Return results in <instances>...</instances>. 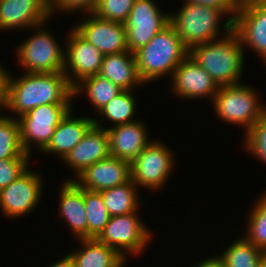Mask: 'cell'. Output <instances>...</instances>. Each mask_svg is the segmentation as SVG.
<instances>
[{"instance_id":"obj_2","label":"cell","mask_w":266,"mask_h":267,"mask_svg":"<svg viewBox=\"0 0 266 267\" xmlns=\"http://www.w3.org/2000/svg\"><path fill=\"white\" fill-rule=\"evenodd\" d=\"M224 23L222 28L225 34L221 35L224 37L189 49V55L209 73L218 86L240 83L245 58L244 47L233 31V20L228 17Z\"/></svg>"},{"instance_id":"obj_6","label":"cell","mask_w":266,"mask_h":267,"mask_svg":"<svg viewBox=\"0 0 266 267\" xmlns=\"http://www.w3.org/2000/svg\"><path fill=\"white\" fill-rule=\"evenodd\" d=\"M44 24L35 26L36 34L24 40L17 50L19 65L27 73H56L63 72L65 65V51L56 42L51 33L47 32Z\"/></svg>"},{"instance_id":"obj_25","label":"cell","mask_w":266,"mask_h":267,"mask_svg":"<svg viewBox=\"0 0 266 267\" xmlns=\"http://www.w3.org/2000/svg\"><path fill=\"white\" fill-rule=\"evenodd\" d=\"M84 91L87 97L95 107V111L99 112L114 97L123 91L118 85L112 83L109 79H105L100 75H93L84 78L73 87V96H79Z\"/></svg>"},{"instance_id":"obj_38","label":"cell","mask_w":266,"mask_h":267,"mask_svg":"<svg viewBox=\"0 0 266 267\" xmlns=\"http://www.w3.org/2000/svg\"><path fill=\"white\" fill-rule=\"evenodd\" d=\"M49 267H75V266L70 255L67 254L65 258H62L59 261L55 262L54 264H51V266Z\"/></svg>"},{"instance_id":"obj_22","label":"cell","mask_w":266,"mask_h":267,"mask_svg":"<svg viewBox=\"0 0 266 267\" xmlns=\"http://www.w3.org/2000/svg\"><path fill=\"white\" fill-rule=\"evenodd\" d=\"M98 75L109 79L123 90H132L136 85L143 84L138 75L134 53L129 50L104 55Z\"/></svg>"},{"instance_id":"obj_17","label":"cell","mask_w":266,"mask_h":267,"mask_svg":"<svg viewBox=\"0 0 266 267\" xmlns=\"http://www.w3.org/2000/svg\"><path fill=\"white\" fill-rule=\"evenodd\" d=\"M50 17L49 0H0V30L32 29Z\"/></svg>"},{"instance_id":"obj_4","label":"cell","mask_w":266,"mask_h":267,"mask_svg":"<svg viewBox=\"0 0 266 267\" xmlns=\"http://www.w3.org/2000/svg\"><path fill=\"white\" fill-rule=\"evenodd\" d=\"M253 90L241 82L219 86L211 101L216 114L225 122L243 125L247 133L266 113V107L259 103L257 93Z\"/></svg>"},{"instance_id":"obj_20","label":"cell","mask_w":266,"mask_h":267,"mask_svg":"<svg viewBox=\"0 0 266 267\" xmlns=\"http://www.w3.org/2000/svg\"><path fill=\"white\" fill-rule=\"evenodd\" d=\"M73 111H69L55 128L54 134L41 151L48 153H55L64 159L68 153L83 139L84 135L94 125L93 118L72 117Z\"/></svg>"},{"instance_id":"obj_24","label":"cell","mask_w":266,"mask_h":267,"mask_svg":"<svg viewBox=\"0 0 266 267\" xmlns=\"http://www.w3.org/2000/svg\"><path fill=\"white\" fill-rule=\"evenodd\" d=\"M136 190V185L130 180L125 184L100 191L109 215L118 216L137 212L139 198Z\"/></svg>"},{"instance_id":"obj_11","label":"cell","mask_w":266,"mask_h":267,"mask_svg":"<svg viewBox=\"0 0 266 267\" xmlns=\"http://www.w3.org/2000/svg\"><path fill=\"white\" fill-rule=\"evenodd\" d=\"M233 31L242 46H249L266 63V3L263 0L241 1L233 19Z\"/></svg>"},{"instance_id":"obj_15","label":"cell","mask_w":266,"mask_h":267,"mask_svg":"<svg viewBox=\"0 0 266 267\" xmlns=\"http://www.w3.org/2000/svg\"><path fill=\"white\" fill-rule=\"evenodd\" d=\"M172 90L179 97L196 99L211 97L218 91V84L190 55H188L171 75Z\"/></svg>"},{"instance_id":"obj_1","label":"cell","mask_w":266,"mask_h":267,"mask_svg":"<svg viewBox=\"0 0 266 267\" xmlns=\"http://www.w3.org/2000/svg\"><path fill=\"white\" fill-rule=\"evenodd\" d=\"M14 79L8 76L7 107L18 116L45 104H70L73 87L63 72L24 73Z\"/></svg>"},{"instance_id":"obj_7","label":"cell","mask_w":266,"mask_h":267,"mask_svg":"<svg viewBox=\"0 0 266 267\" xmlns=\"http://www.w3.org/2000/svg\"><path fill=\"white\" fill-rule=\"evenodd\" d=\"M72 104H45L33 108L18 119L20 143L23 151L30 155L31 145L36 143L38 150H43L50 142L55 128L73 110ZM32 143V144H31Z\"/></svg>"},{"instance_id":"obj_35","label":"cell","mask_w":266,"mask_h":267,"mask_svg":"<svg viewBox=\"0 0 266 267\" xmlns=\"http://www.w3.org/2000/svg\"><path fill=\"white\" fill-rule=\"evenodd\" d=\"M185 2H191L201 4L203 6H209L222 9L226 14L231 15L233 20L240 2L238 0H186Z\"/></svg>"},{"instance_id":"obj_9","label":"cell","mask_w":266,"mask_h":267,"mask_svg":"<svg viewBox=\"0 0 266 267\" xmlns=\"http://www.w3.org/2000/svg\"><path fill=\"white\" fill-rule=\"evenodd\" d=\"M174 163V156L170 148L168 149L161 142L152 140L130 162L131 180L137 187L159 189L169 179Z\"/></svg>"},{"instance_id":"obj_32","label":"cell","mask_w":266,"mask_h":267,"mask_svg":"<svg viewBox=\"0 0 266 267\" xmlns=\"http://www.w3.org/2000/svg\"><path fill=\"white\" fill-rule=\"evenodd\" d=\"M245 135V148L266 163V113Z\"/></svg>"},{"instance_id":"obj_23","label":"cell","mask_w":266,"mask_h":267,"mask_svg":"<svg viewBox=\"0 0 266 267\" xmlns=\"http://www.w3.org/2000/svg\"><path fill=\"white\" fill-rule=\"evenodd\" d=\"M82 248L70 255L75 267H123L124 259L115 249L96 238L78 239Z\"/></svg>"},{"instance_id":"obj_31","label":"cell","mask_w":266,"mask_h":267,"mask_svg":"<svg viewBox=\"0 0 266 267\" xmlns=\"http://www.w3.org/2000/svg\"><path fill=\"white\" fill-rule=\"evenodd\" d=\"M134 3L135 0H99L92 13L99 18L124 24Z\"/></svg>"},{"instance_id":"obj_18","label":"cell","mask_w":266,"mask_h":267,"mask_svg":"<svg viewBox=\"0 0 266 267\" xmlns=\"http://www.w3.org/2000/svg\"><path fill=\"white\" fill-rule=\"evenodd\" d=\"M94 125L63 159L64 163L73 168L79 175L85 168L110 156L109 137L106 128L98 119H93Z\"/></svg>"},{"instance_id":"obj_27","label":"cell","mask_w":266,"mask_h":267,"mask_svg":"<svg viewBox=\"0 0 266 267\" xmlns=\"http://www.w3.org/2000/svg\"><path fill=\"white\" fill-rule=\"evenodd\" d=\"M83 200L87 216V238H97L111 216L104 205L100 192L83 188Z\"/></svg>"},{"instance_id":"obj_26","label":"cell","mask_w":266,"mask_h":267,"mask_svg":"<svg viewBox=\"0 0 266 267\" xmlns=\"http://www.w3.org/2000/svg\"><path fill=\"white\" fill-rule=\"evenodd\" d=\"M264 253L242 235V238L230 243L220 258L227 267H260Z\"/></svg>"},{"instance_id":"obj_30","label":"cell","mask_w":266,"mask_h":267,"mask_svg":"<svg viewBox=\"0 0 266 267\" xmlns=\"http://www.w3.org/2000/svg\"><path fill=\"white\" fill-rule=\"evenodd\" d=\"M249 213L245 238L266 253V192L260 196Z\"/></svg>"},{"instance_id":"obj_21","label":"cell","mask_w":266,"mask_h":267,"mask_svg":"<svg viewBox=\"0 0 266 267\" xmlns=\"http://www.w3.org/2000/svg\"><path fill=\"white\" fill-rule=\"evenodd\" d=\"M59 213L77 239L87 238V216L83 200V188L73 180L63 182L60 191Z\"/></svg>"},{"instance_id":"obj_3","label":"cell","mask_w":266,"mask_h":267,"mask_svg":"<svg viewBox=\"0 0 266 267\" xmlns=\"http://www.w3.org/2000/svg\"><path fill=\"white\" fill-rule=\"evenodd\" d=\"M188 55L189 48L171 24L134 52L138 75L143 83L156 80L167 73L173 74Z\"/></svg>"},{"instance_id":"obj_37","label":"cell","mask_w":266,"mask_h":267,"mask_svg":"<svg viewBox=\"0 0 266 267\" xmlns=\"http://www.w3.org/2000/svg\"><path fill=\"white\" fill-rule=\"evenodd\" d=\"M194 267H227L226 263L219 256H211L203 260L200 263H197Z\"/></svg>"},{"instance_id":"obj_8","label":"cell","mask_w":266,"mask_h":267,"mask_svg":"<svg viewBox=\"0 0 266 267\" xmlns=\"http://www.w3.org/2000/svg\"><path fill=\"white\" fill-rule=\"evenodd\" d=\"M137 213L111 216L96 239L115 249L124 259H126L125 254L140 255L151 240V231Z\"/></svg>"},{"instance_id":"obj_36","label":"cell","mask_w":266,"mask_h":267,"mask_svg":"<svg viewBox=\"0 0 266 267\" xmlns=\"http://www.w3.org/2000/svg\"><path fill=\"white\" fill-rule=\"evenodd\" d=\"M9 74L11 73L6 69L4 70L0 64V110L3 107H7V81Z\"/></svg>"},{"instance_id":"obj_12","label":"cell","mask_w":266,"mask_h":267,"mask_svg":"<svg viewBox=\"0 0 266 267\" xmlns=\"http://www.w3.org/2000/svg\"><path fill=\"white\" fill-rule=\"evenodd\" d=\"M66 44L63 73L72 87L84 78L99 74L104 55L92 43L71 29Z\"/></svg>"},{"instance_id":"obj_14","label":"cell","mask_w":266,"mask_h":267,"mask_svg":"<svg viewBox=\"0 0 266 267\" xmlns=\"http://www.w3.org/2000/svg\"><path fill=\"white\" fill-rule=\"evenodd\" d=\"M91 15V16H90ZM88 19L74 29L103 55L128 51L125 25L88 14Z\"/></svg>"},{"instance_id":"obj_5","label":"cell","mask_w":266,"mask_h":267,"mask_svg":"<svg viewBox=\"0 0 266 267\" xmlns=\"http://www.w3.org/2000/svg\"><path fill=\"white\" fill-rule=\"evenodd\" d=\"M222 9L185 2L178 13L170 14V24L190 49L192 46L220 39ZM219 37V38H217Z\"/></svg>"},{"instance_id":"obj_33","label":"cell","mask_w":266,"mask_h":267,"mask_svg":"<svg viewBox=\"0 0 266 267\" xmlns=\"http://www.w3.org/2000/svg\"><path fill=\"white\" fill-rule=\"evenodd\" d=\"M30 156L0 159V190L15 181L27 168Z\"/></svg>"},{"instance_id":"obj_39","label":"cell","mask_w":266,"mask_h":267,"mask_svg":"<svg viewBox=\"0 0 266 267\" xmlns=\"http://www.w3.org/2000/svg\"><path fill=\"white\" fill-rule=\"evenodd\" d=\"M260 267H266V253L262 256Z\"/></svg>"},{"instance_id":"obj_19","label":"cell","mask_w":266,"mask_h":267,"mask_svg":"<svg viewBox=\"0 0 266 267\" xmlns=\"http://www.w3.org/2000/svg\"><path fill=\"white\" fill-rule=\"evenodd\" d=\"M142 121L107 128L110 156L131 162L151 142Z\"/></svg>"},{"instance_id":"obj_16","label":"cell","mask_w":266,"mask_h":267,"mask_svg":"<svg viewBox=\"0 0 266 267\" xmlns=\"http://www.w3.org/2000/svg\"><path fill=\"white\" fill-rule=\"evenodd\" d=\"M72 180L80 188L91 191L113 188L131 180L130 162L109 156L85 168Z\"/></svg>"},{"instance_id":"obj_13","label":"cell","mask_w":266,"mask_h":267,"mask_svg":"<svg viewBox=\"0 0 266 267\" xmlns=\"http://www.w3.org/2000/svg\"><path fill=\"white\" fill-rule=\"evenodd\" d=\"M29 167L10 185L0 190V207L8 217L25 216L40 202L42 179Z\"/></svg>"},{"instance_id":"obj_10","label":"cell","mask_w":266,"mask_h":267,"mask_svg":"<svg viewBox=\"0 0 266 267\" xmlns=\"http://www.w3.org/2000/svg\"><path fill=\"white\" fill-rule=\"evenodd\" d=\"M153 0H135L124 23L127 47L132 53L145 46L159 31L170 24V13H160Z\"/></svg>"},{"instance_id":"obj_34","label":"cell","mask_w":266,"mask_h":267,"mask_svg":"<svg viewBox=\"0 0 266 267\" xmlns=\"http://www.w3.org/2000/svg\"><path fill=\"white\" fill-rule=\"evenodd\" d=\"M99 0H49V12L50 16L54 14L55 11L72 12L75 10L85 11L84 13H92ZM82 9V10H81Z\"/></svg>"},{"instance_id":"obj_29","label":"cell","mask_w":266,"mask_h":267,"mask_svg":"<svg viewBox=\"0 0 266 267\" xmlns=\"http://www.w3.org/2000/svg\"><path fill=\"white\" fill-rule=\"evenodd\" d=\"M18 156H30L23 151L20 143L18 119L1 115L0 159H15Z\"/></svg>"},{"instance_id":"obj_28","label":"cell","mask_w":266,"mask_h":267,"mask_svg":"<svg viewBox=\"0 0 266 267\" xmlns=\"http://www.w3.org/2000/svg\"><path fill=\"white\" fill-rule=\"evenodd\" d=\"M131 91L133 92V90L120 92L97 113V116L98 114L105 116L114 123V126L137 121L133 119L136 112V100Z\"/></svg>"}]
</instances>
